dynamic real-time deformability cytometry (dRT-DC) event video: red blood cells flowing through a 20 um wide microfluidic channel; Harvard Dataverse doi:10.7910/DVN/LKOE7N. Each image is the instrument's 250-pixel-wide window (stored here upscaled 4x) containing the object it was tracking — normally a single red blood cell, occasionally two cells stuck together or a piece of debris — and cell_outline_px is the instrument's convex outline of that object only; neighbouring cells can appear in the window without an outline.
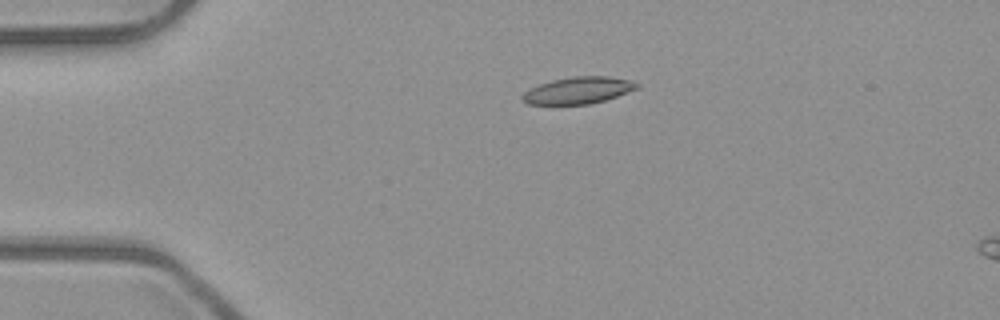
{"species": "common noctule bat (a hibernating species)", "species_latin": "Nyctalus noctula", "temperature_condition": "room temperature", "stored_images_in_passage": 5, "camera_frame_rate_fps": 3000, "um_per_image_px": 0.085, "animal": {"sex": "male", "body_mass_g": 23.1, "forearm_length_mm": 52.7}, "frame": {"image": 1, "passage_image": 3, "time_ms": 0.667, "image_size_px": [1000, 320], "cell_outline_px": [[640, 88], [604, 100], [588, 104], [528, 104], [520, 100], [520, 96], [524, 92], [540, 84], [552, 80], [576, 76], [608, 76], [628, 80], [640, 84]], "centroid_in_image_um": [49.14, 7.68], "position_along_channel_um": 35.9, "area_um2": 17.74}}